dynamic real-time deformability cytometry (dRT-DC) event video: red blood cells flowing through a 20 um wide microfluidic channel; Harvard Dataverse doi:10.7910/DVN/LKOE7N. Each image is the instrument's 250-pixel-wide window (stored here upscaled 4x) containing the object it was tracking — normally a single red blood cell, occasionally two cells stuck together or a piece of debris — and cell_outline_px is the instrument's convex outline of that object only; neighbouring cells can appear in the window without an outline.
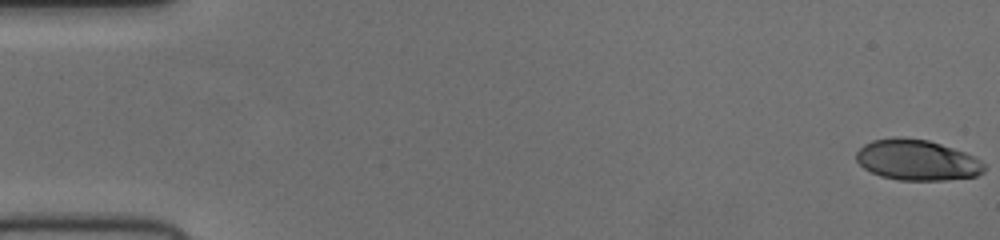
{"species": "human", "species_latin": "Homo sapiens", "temperature_condition": "cold", "stored_images_in_passage": 53, "camera_frame_rate_fps": 3000, "um_per_image_px": 0.085, "donor": {"sex": "female"}, "frame": {"image": 1, "passage_image": 1, "time_ms": 0.0, "image_size_px": [1000, 240], "cell_outline_px": [[984, 172], [976, 176], [944, 180], [900, 180], [880, 176], [864, 168], [856, 160], [856, 152], [864, 144], [872, 140], [892, 136], [900, 136], [928, 140], [964, 152], [980, 160], [984, 164]], "centroid_in_image_um": [77.91, 13.59], "position_along_channel_um": 7.1, "area_um2": 30.35}}
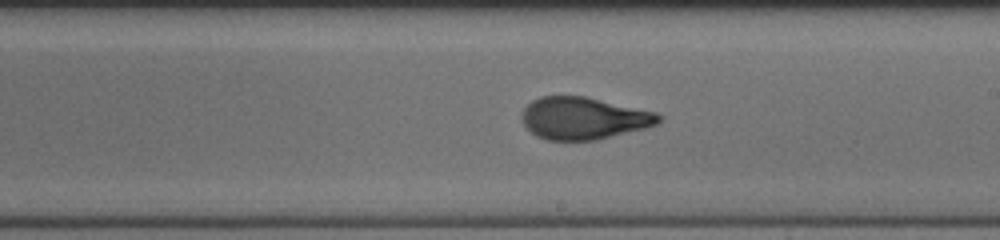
{"frame": {"image": 2, "passage_image": 31, "time_ms": 10.0, "image_size_px": [1000, 240], "cell_outline_px": [[664, 116], [656, 124], [644, 128], [596, 140], [544, 140], [536, 136], [524, 124], [520, 116], [524, 108], [532, 100], [540, 96], [584, 96], [656, 112]], "centroid_in_image_um": [49.58, 10.05], "position_along_channel_um": 239.4, "area_um2": 33.52}}
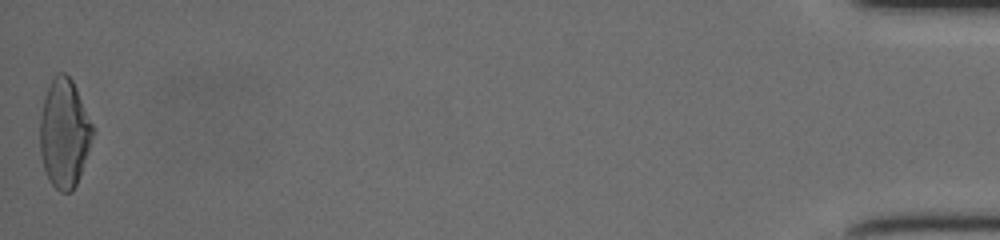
{"frame": {"image": 3, "passage_image": 53, "time_ms": 17.333, "image_size_px": [1000, 240], "cell_outline_px": [[96, 132], [76, 184], [72, 192], [60, 192], [52, 184], [44, 168], [40, 152], [40, 116], [44, 100], [48, 88], [52, 80], [60, 72], [64, 72], [72, 80], [76, 88]], "centroid_in_image_um": [5.48, 11.35], "position_along_channel_um": 429.7, "area_um2": 33.12}}